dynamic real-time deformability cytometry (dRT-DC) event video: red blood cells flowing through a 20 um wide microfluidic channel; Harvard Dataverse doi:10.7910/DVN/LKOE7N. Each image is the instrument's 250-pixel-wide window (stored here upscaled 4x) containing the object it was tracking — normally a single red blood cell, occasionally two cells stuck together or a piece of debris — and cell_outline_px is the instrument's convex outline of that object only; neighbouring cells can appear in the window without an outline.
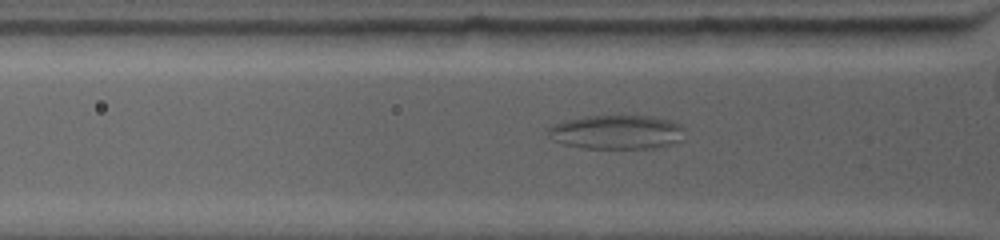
{"species": "common noctule bat (a hibernating species)", "species_latin": "Nyctalus noctula", "temperature_condition": "warm", "stored_images_in_passage": 51, "camera_frame_rate_fps": 4500, "um_per_image_px": 0.085, "animal": {"sex": "female", "body_mass_g": 19.0, "forearm_length_mm": 53.3}, "frame": {"image": 1, "passage_image": 11, "time_ms": 2.889, "image_size_px": [1000, 240], "cell_outline_px": [[684, 140], [672, 144], [652, 148], [584, 148], [564, 144], [548, 136], [544, 128], [552, 124], [564, 120], [588, 116], [648, 116], [668, 120], [680, 124], [684, 128]], "centroid_in_image_um": [52.4, 11.23], "position_along_channel_um": 73.4, "area_um2": 27.34}}
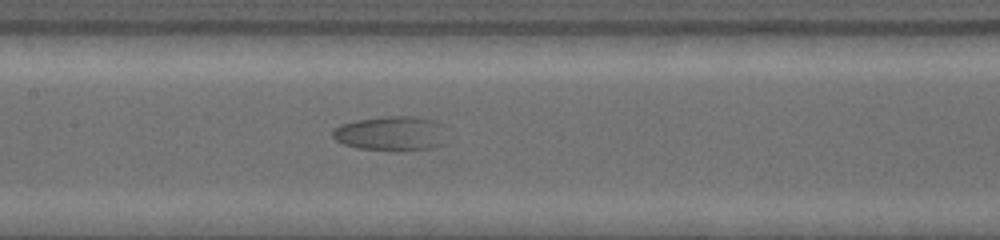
{"frame": {"image": 2, "passage_image": 22, "time_ms": 6.0, "image_size_px": [1000, 240], "cell_outline_px": [[444, 144], [436, 148], [400, 152], [396, 152], [360, 148], [344, 144], [336, 140], [332, 136], [332, 132], [340, 124], [356, 120], [384, 116], [416, 116], [432, 120], [436, 124]], "centroid_in_image_um": [33.16, 11.37], "position_along_channel_um": 174.2, "area_um2": 22.83}}
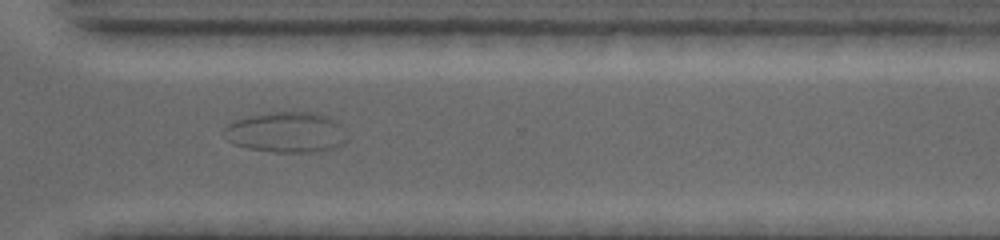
{"frame": {"image": 3, "passage_image": 41, "time_ms": 11.333, "image_size_px": [1000, 240], "cell_outline_px": [[348, 140], [344, 144], [320, 152], [272, 152], [248, 148], [236, 144], [228, 140], [220, 132], [228, 124], [236, 120], [252, 116], [272, 112], [320, 112], [336, 120], [344, 128], [348, 136]], "centroid_in_image_um": [24.4, 11.25], "position_along_channel_um": 346.2, "area_um2": 29.42}}